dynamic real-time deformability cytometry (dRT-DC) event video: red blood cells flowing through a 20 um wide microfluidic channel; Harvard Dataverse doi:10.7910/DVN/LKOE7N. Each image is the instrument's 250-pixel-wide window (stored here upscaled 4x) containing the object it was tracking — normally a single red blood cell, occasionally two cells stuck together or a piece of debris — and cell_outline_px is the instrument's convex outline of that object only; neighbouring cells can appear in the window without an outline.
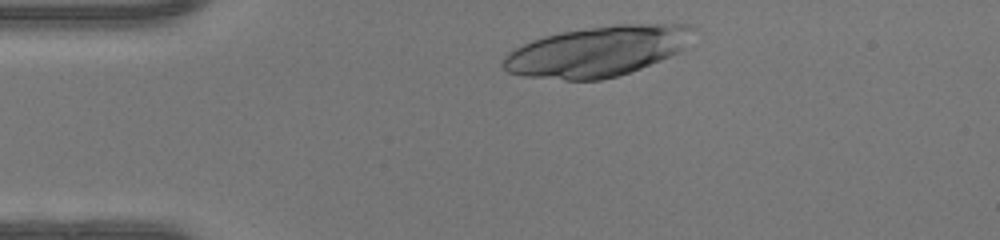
{"species": "human", "species_latin": "Homo sapiens", "temperature_condition": "warm", "stored_images_in_passage": 32, "camera_frame_rate_fps": 3000, "um_per_image_px": 0.085, "donor": {"sex": "female"}, "frame": {"image": 1, "passage_image": 2, "time_ms": 0.333, "image_size_px": [1000, 240], "cell_outline_px": [[700, 32], [684, 48], [660, 60], [640, 68], [616, 76], [600, 80], [564, 80], [524, 76], [508, 72], [500, 64], [504, 56], [508, 52], [532, 40], [544, 36], [560, 32], [616, 24], [688, 24], [696, 28]], "centroid_in_image_um": [50.81, 4.35], "position_along_channel_um": 34.2, "area_um2": 55.89}}
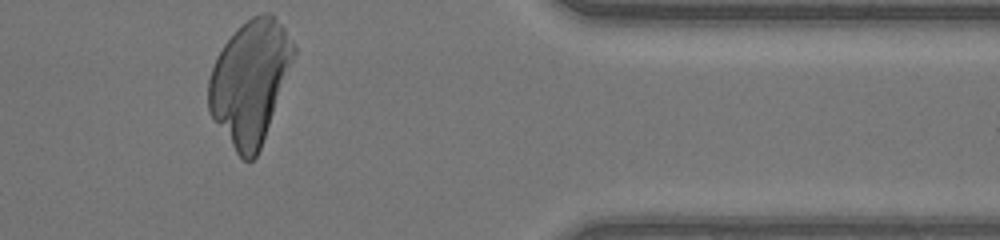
{"frame": {"image": 2, "passage_image": 32, "time_ms": 10.333, "image_size_px": [1000, 240], "cell_outline_px": [[296, 52], [260, 148], [256, 156], [252, 160], [244, 160], [236, 152], [212, 116], [208, 108], [208, 80], [216, 56], [224, 44], [252, 16], [260, 12], [272, 12], [284, 28], [292, 40], [296, 48]], "centroid_in_image_um": [21.25, 6.93], "position_along_channel_um": 390.2, "area_um2": 60.0}}